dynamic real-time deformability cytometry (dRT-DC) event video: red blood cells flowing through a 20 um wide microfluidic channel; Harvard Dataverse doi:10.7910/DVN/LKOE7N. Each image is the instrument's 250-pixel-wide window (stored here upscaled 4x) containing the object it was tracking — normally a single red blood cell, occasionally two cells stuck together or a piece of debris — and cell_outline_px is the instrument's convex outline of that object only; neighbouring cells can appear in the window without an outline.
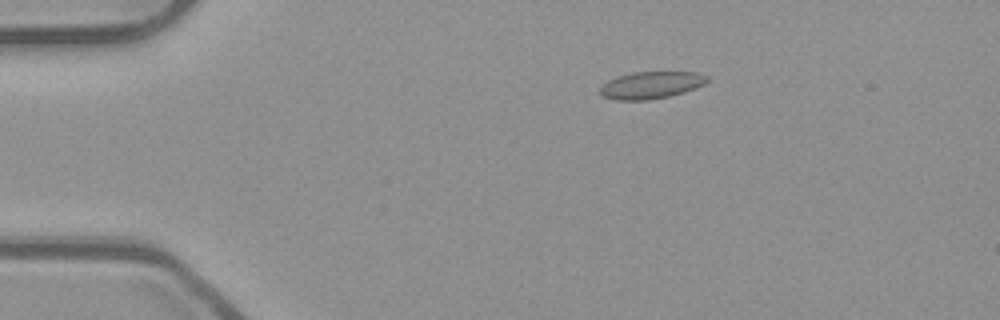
{"species": "common noctule bat (a hibernating species)", "species_latin": "Nyctalus noctula", "temperature_condition": "room temperature", "stored_images_in_passage": 53, "camera_frame_rate_fps": 3000, "um_per_image_px": 0.085, "animal": {"sex": "male", "body_mass_g": 23.1, "forearm_length_mm": 52.7}, "frame": {"image": 1, "passage_image": 10, "time_ms": 3.0, "image_size_px": [1000, 320], "cell_outline_px": [[708, 80], [704, 84], [696, 88], [684, 92], [668, 96], [648, 100], [616, 100], [604, 96], [600, 92], [600, 88], [608, 80], [616, 76], [632, 72], [696, 72], [708, 76]], "centroid_in_image_um": [55.35, 7.22], "position_along_channel_um": 29.7, "area_um2": 16.88}}
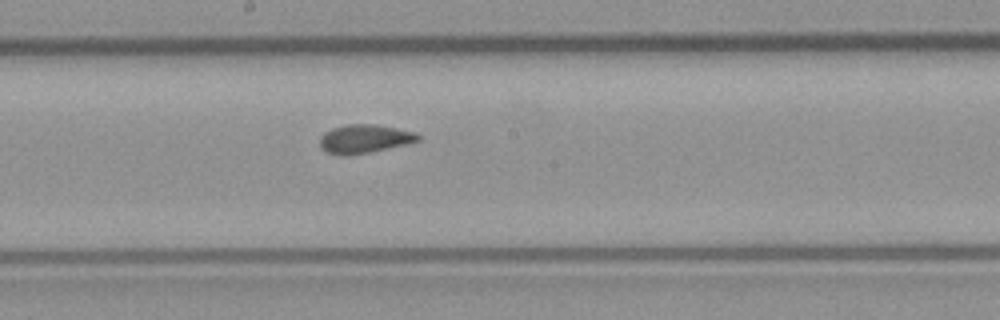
{"frame": {"image": 2, "passage_image": 29, "time_ms": 9.333, "image_size_px": [1000, 320], "cell_outline_px": [[420, 140], [404, 144], [368, 152], [348, 156], [340, 156], [324, 152], [320, 148], [320, 136], [324, 132], [332, 128], [348, 124], [376, 124], [416, 132], [420, 136]], "centroid_in_image_um": [30.91, 11.8], "position_along_channel_um": 217.3, "area_um2": 16.42}}
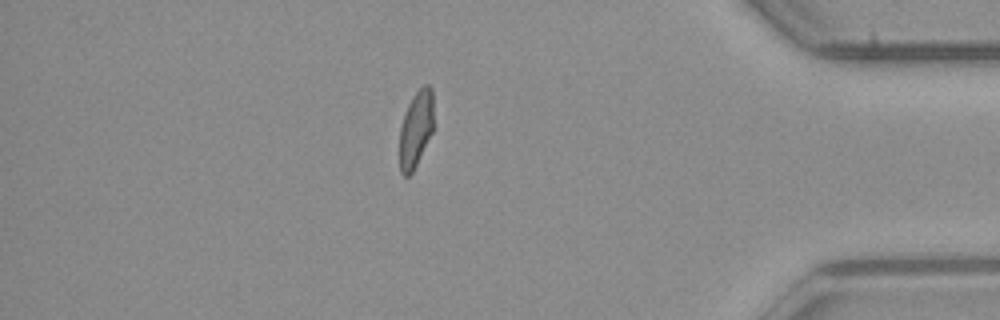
{"frame": {"image": 3, "passage_image": 46, "time_ms": 15.0, "image_size_px": [1000, 320], "cell_outline_px": [[432, 132], [412, 172], [408, 176], [404, 176], [400, 172], [400, 128], [404, 112], [412, 96], [424, 84], [428, 84], [432, 88]], "centroid_in_image_um": [35.33, 10.94], "position_along_channel_um": 399.9, "area_um2": 14.91}, "authors_computed_cell_mechanics": {"area_um2": 16.4152, "velocity_mm_per_s": 3.892, "shape_relaxation_time_tau1_ms": null, "shape_relaxation_time_tau2_ms": 1.0448, "deformation_change_tau1": null, "deformation_change_tau2": 0.0811}}